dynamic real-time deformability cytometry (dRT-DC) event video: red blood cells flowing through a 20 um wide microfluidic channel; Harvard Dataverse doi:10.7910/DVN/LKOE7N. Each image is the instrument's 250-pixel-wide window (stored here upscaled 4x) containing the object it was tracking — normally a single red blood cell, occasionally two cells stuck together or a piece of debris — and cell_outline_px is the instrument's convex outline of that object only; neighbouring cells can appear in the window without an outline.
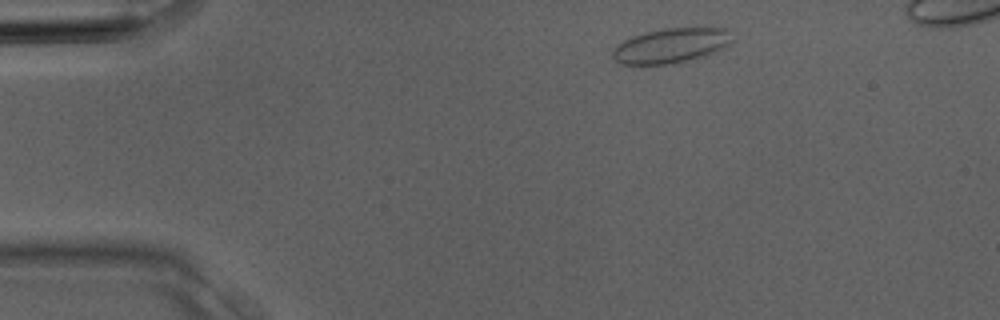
{"species": "Egyptian fruit bat (a non-hibernating species)", "species_latin": "Rousettus aegyptiacus", "temperature_condition": "room temperature", "stored_images_in_passage": 3, "camera_frame_rate_fps": 3000, "um_per_image_px": 0.085, "animal": {"sex": "male"}, "frame": {"image": 1, "passage_image": 1, "time_ms": 0.0, "image_size_px": [1000, 320], "cell_outline_px": [[736, 40], [724, 48], [716, 52], [704, 56], [672, 64], [620, 64], [612, 60], [612, 48], [616, 44], [632, 36], [644, 32], [664, 28], [696, 24], [732, 28]], "centroid_in_image_um": [57.17, 3.8], "position_along_channel_um": 27.8, "area_um2": 25.89}}